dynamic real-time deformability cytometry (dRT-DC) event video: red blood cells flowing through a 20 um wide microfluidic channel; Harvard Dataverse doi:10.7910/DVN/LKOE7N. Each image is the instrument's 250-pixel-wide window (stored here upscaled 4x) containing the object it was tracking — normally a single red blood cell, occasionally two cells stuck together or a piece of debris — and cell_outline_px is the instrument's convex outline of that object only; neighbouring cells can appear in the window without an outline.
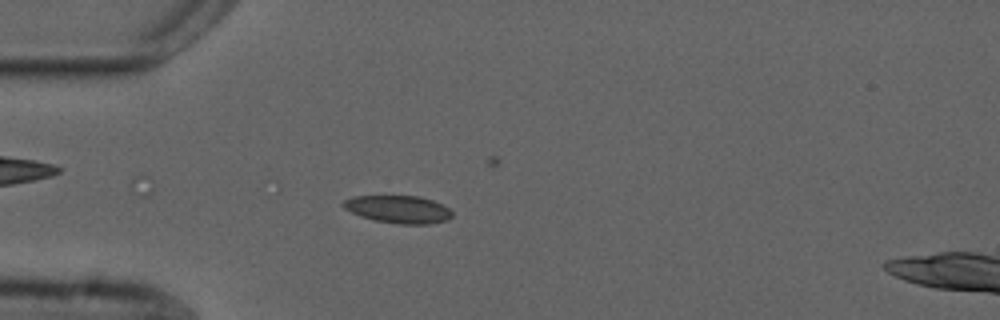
{"species": "common noctule bat (a hibernating species)", "species_latin": "Nyctalus noctula", "temperature_condition": "cold", "stored_images_in_passage": 38, "camera_frame_rate_fps": 3000, "um_per_image_px": 0.085, "animal": {"sex": "male", "forearm_length_mm": 52.5}, "frame": {"image": 1, "passage_image": 10, "time_ms": 3.0, "image_size_px": [1000, 320], "cell_outline_px": [[452, 216], [448, 220], [428, 224], [400, 224], [372, 220], [360, 216], [344, 208], [340, 204], [344, 200], [352, 196], [420, 196], [432, 200], [448, 208], [452, 212]], "centroid_in_image_um": [33.83, 17.79], "position_along_channel_um": 51.2, "area_um2": 17.57}}
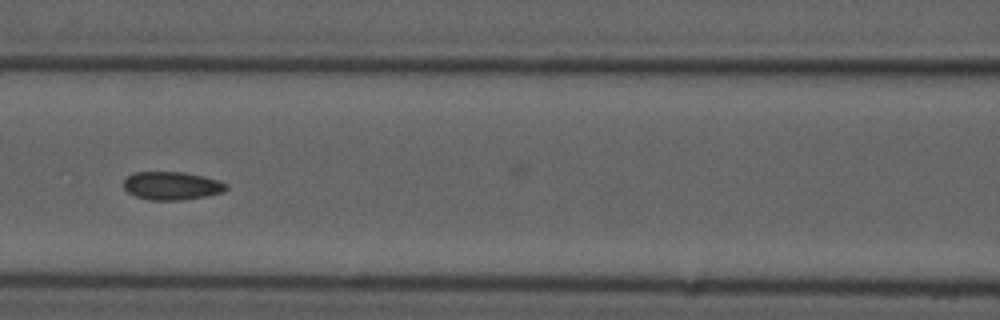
{"frame": {"image": 2, "passage_image": 19, "time_ms": 6.0, "image_size_px": [1000, 320], "cell_outline_px": [[228, 188], [224, 192], [204, 196], [180, 200], [152, 200], [136, 196], [128, 192], [124, 188], [124, 180], [128, 176], [136, 172], [184, 172], [204, 176], [228, 184]], "centroid_in_image_um": [14.61, 15.78], "position_along_channel_um": 152.0, "area_um2": 16.7}}
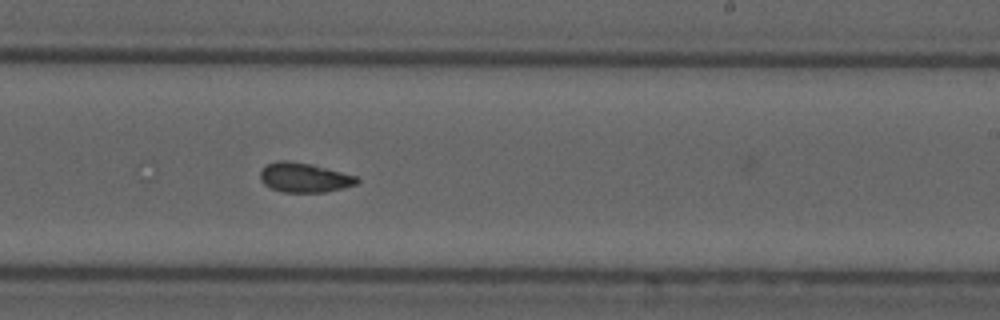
{"frame": {"image": 3, "passage_image": 28, "time_ms": 9.0, "image_size_px": [1000, 320], "cell_outline_px": [[360, 180], [356, 184], [324, 192], [284, 192], [272, 188], [264, 184], [260, 180], [260, 172], [268, 164], [276, 160], [288, 160], [312, 164], [356, 176]], "centroid_in_image_um": [25.84, 15.08], "position_along_channel_um": 263.2, "area_um2": 16.47}}